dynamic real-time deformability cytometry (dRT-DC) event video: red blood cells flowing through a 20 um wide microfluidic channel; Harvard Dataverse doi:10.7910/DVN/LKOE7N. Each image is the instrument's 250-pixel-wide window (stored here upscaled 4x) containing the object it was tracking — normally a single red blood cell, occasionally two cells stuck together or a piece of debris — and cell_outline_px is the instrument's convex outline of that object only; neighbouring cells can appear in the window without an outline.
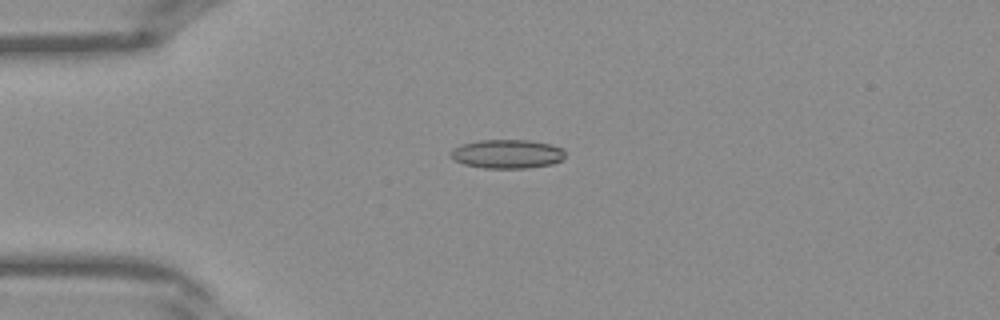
{"species": "Egyptian fruit bat (a non-hibernating species)", "species_latin": "Rousettus aegyptiacus", "temperature_condition": "warm", "stored_images_in_passage": 39, "camera_frame_rate_fps": 3000, "um_per_image_px": 0.085, "frame": {"image": 1, "passage_image": 9, "time_ms": 2.667, "image_size_px": [1000, 320], "cell_outline_px": [[564, 156], [560, 160], [552, 164], [528, 168], [484, 168], [464, 164], [456, 160], [452, 156], [452, 152], [456, 148], [464, 144], [480, 140], [528, 140], [548, 144], [564, 148]], "centroid_in_image_um": [43.16, 13.09], "position_along_channel_um": 41.8, "area_um2": 18.9}}
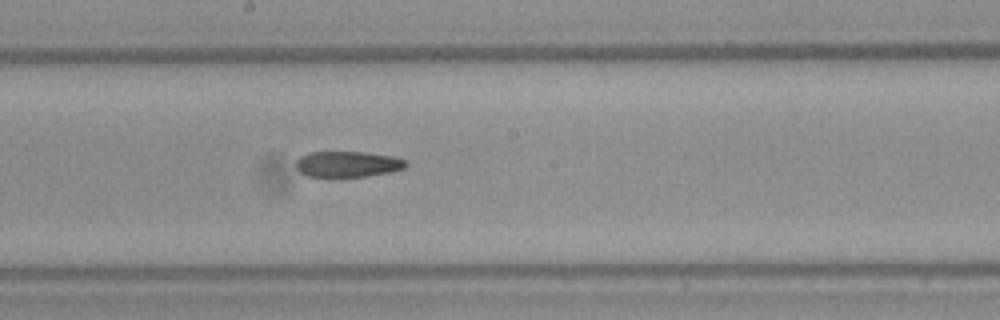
{"frame": {"image": 2, "passage_image": 21, "time_ms": 6.667, "image_size_px": [1000, 320], "cell_outline_px": [[408, 164], [404, 168], [392, 172], [368, 176], [304, 176], [296, 168], [296, 160], [300, 156], [308, 152], [364, 152], [392, 156], [404, 160]], "centroid_in_image_um": [29.53, 13.95], "position_along_channel_um": 218.7, "area_um2": 16.53}}
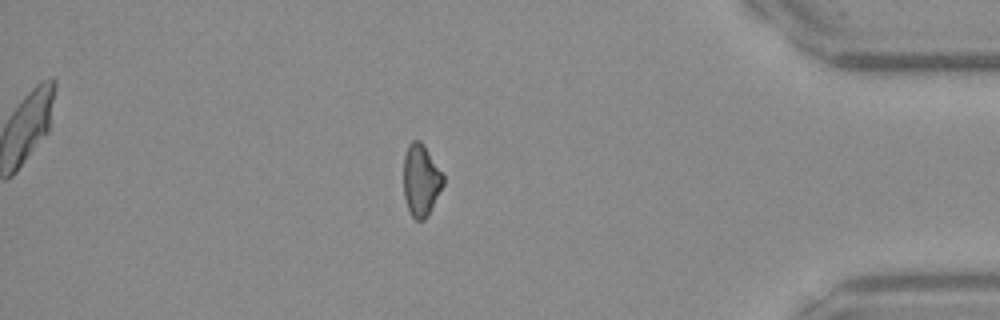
{"frame": {"image": 3, "passage_image": 34, "time_ms": 11.0, "image_size_px": [1000, 320], "cell_outline_px": [[444, 184], [428, 216], [424, 220], [416, 220], [412, 216], [408, 208], [404, 196], [404, 156], [408, 144], [412, 140], [420, 140], [444, 176]], "centroid_in_image_um": [35.78, 15.33], "position_along_channel_um": 399.4, "area_um2": 16.47}}